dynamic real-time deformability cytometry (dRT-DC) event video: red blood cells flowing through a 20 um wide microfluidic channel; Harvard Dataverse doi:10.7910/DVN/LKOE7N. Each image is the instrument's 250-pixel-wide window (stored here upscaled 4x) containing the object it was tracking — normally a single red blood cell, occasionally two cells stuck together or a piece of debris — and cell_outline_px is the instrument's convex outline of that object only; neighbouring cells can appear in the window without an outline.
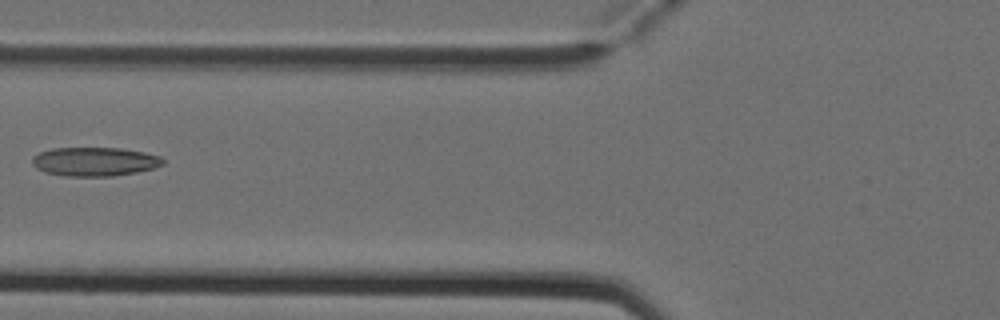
{"species": "Egyptian fruit bat (a non-hibernating species)", "species_latin": "Rousettus aegyptiacus", "temperature_condition": "cold", "stored_images_in_passage": 4, "camera_frame_rate_fps": 3000, "um_per_image_px": 0.085, "animal": {"sex": "female"}, "frame": {"image": 1, "passage_image": 3, "time_ms": 0.667, "image_size_px": [1000, 320], "cell_outline_px": [[164, 164], [156, 168], [136, 172], [112, 176], [68, 176], [44, 172], [36, 168], [32, 164], [32, 156], [40, 152], [52, 148], [120, 148], [144, 152], [160, 156], [164, 160]], "centroid_in_image_um": [8.05, 13.73], "position_along_channel_um": 117.8, "area_um2": 22.08}}
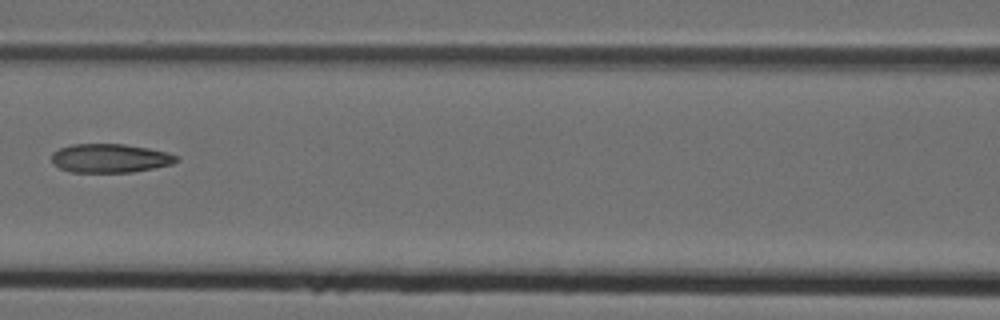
{"frame": {"image": 2, "passage_image": 4, "time_ms": 1.0, "image_size_px": [1000, 320], "cell_outline_px": [[180, 160], [172, 164], [132, 172], [68, 172], [60, 168], [52, 160], [52, 152], [60, 148], [72, 144], [124, 144], [148, 148], [168, 152], [176, 156]], "centroid_in_image_um": [9.36, 13.44], "position_along_channel_um": 157.2, "area_um2": 20.87}}